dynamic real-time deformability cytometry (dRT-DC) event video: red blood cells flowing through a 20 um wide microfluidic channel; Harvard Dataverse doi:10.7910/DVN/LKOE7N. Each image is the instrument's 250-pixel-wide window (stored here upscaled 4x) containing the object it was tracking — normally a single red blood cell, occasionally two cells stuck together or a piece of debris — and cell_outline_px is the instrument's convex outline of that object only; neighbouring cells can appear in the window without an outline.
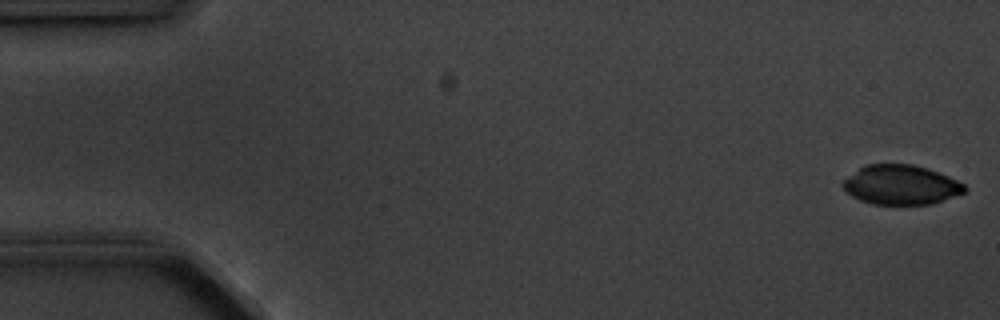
{"species": "common noctule bat (a hibernating species)", "species_latin": "Nyctalus noctula", "temperature_condition": "cold", "stored_images_in_passage": 4, "camera_frame_rate_fps": 3000, "um_per_image_px": 0.085, "animal": {"sex": "male", "body_mass_g": 20.1, "forearm_length_mm": 53.5}, "frame": {"image": 1, "passage_image": 1, "time_ms": 0.0, "image_size_px": [1000, 320], "cell_outline_px": [[968, 188], [964, 192], [932, 204], [872, 204], [860, 200], [844, 192], [840, 184], [848, 176], [864, 164], [912, 164], [928, 168], [940, 172], [964, 184]], "centroid_in_image_um": [76.54, 15.7], "position_along_channel_um": 8.5, "area_um2": 28.21}}